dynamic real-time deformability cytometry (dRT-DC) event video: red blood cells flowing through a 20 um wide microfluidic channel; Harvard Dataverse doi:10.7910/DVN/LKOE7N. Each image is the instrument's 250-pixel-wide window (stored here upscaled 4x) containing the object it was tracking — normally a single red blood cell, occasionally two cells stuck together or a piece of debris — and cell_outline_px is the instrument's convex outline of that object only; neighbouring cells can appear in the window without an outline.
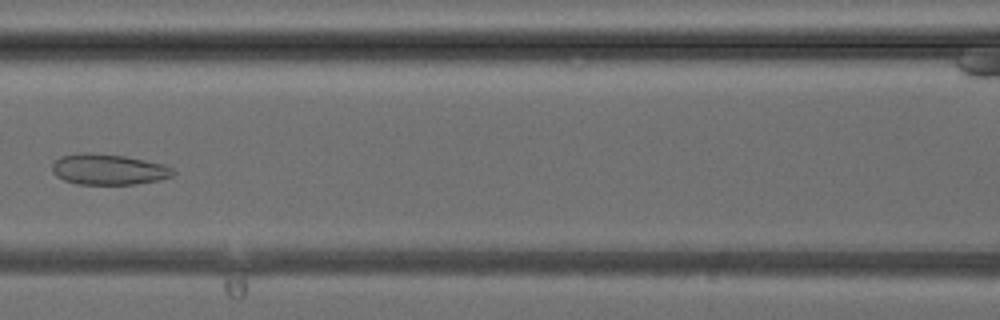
{"species": "common noctule bat (a hibernating species)", "species_latin": "Nyctalus noctula", "temperature_condition": "cold", "stored_images_in_passage": 32, "camera_frame_rate_fps": 3000, "um_per_image_px": 0.085, "animal": {"sex": "female", "body_mass_g": 24.6, "forearm_length_mm": 56.2}, "frame": {"image": 1, "passage_image": 12, "time_ms": 3.667, "image_size_px": [1000, 320], "cell_outline_px": [[176, 172], [172, 176], [156, 180], [136, 184], [76, 184], [64, 180], [56, 176], [52, 172], [52, 164], [60, 156], [80, 152], [92, 152], [124, 156], [164, 164], [172, 168]], "centroid_in_image_um": [9.18, 14.39], "position_along_channel_um": 157.4, "area_um2": 21.73}}
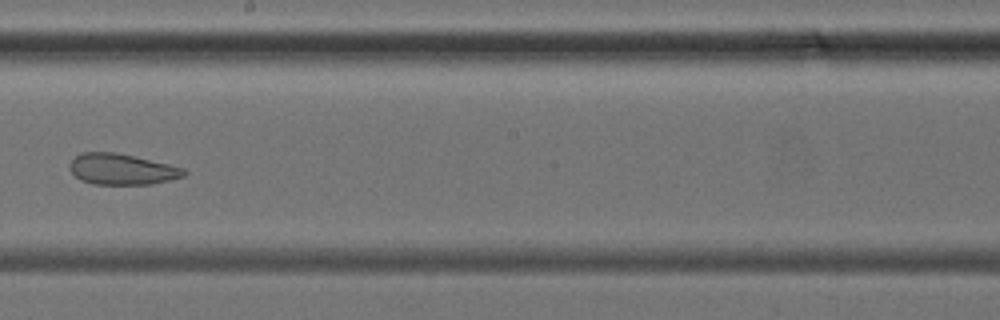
{"frame": {"image": 2, "passage_image": 17, "time_ms": 5.333, "image_size_px": [1000, 320], "cell_outline_px": [[188, 172], [184, 176], [152, 184], [92, 184], [80, 180], [72, 172], [68, 164], [80, 152], [116, 152], [168, 164], [184, 168]], "centroid_in_image_um": [10.34, 14.38], "position_along_channel_um": 237.9, "area_um2": 20.52}}
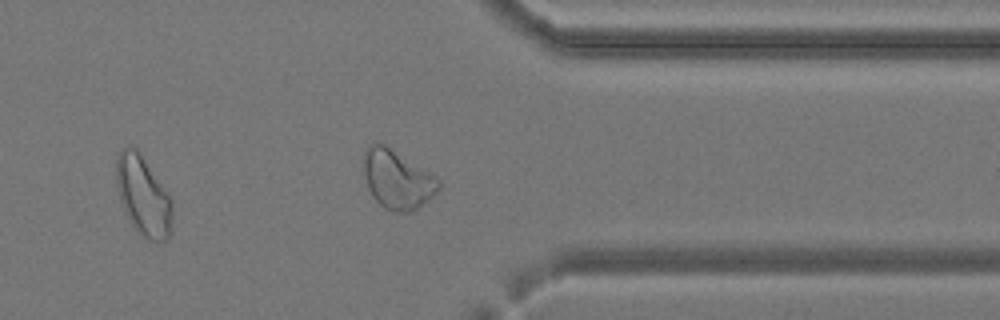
{"frame": {"image": 3, "passage_image": 26, "time_ms": 8.333, "image_size_px": [1000, 320], "cell_outline_px": [[440, 188], [428, 200], [416, 208], [408, 212], [392, 212], [384, 208], [372, 196], [368, 188], [364, 172], [364, 152], [368, 144], [384, 144], [440, 180]], "centroid_in_image_um": [33.74, 15.27], "position_along_channel_um": 377.7, "area_um2": 25.09}}